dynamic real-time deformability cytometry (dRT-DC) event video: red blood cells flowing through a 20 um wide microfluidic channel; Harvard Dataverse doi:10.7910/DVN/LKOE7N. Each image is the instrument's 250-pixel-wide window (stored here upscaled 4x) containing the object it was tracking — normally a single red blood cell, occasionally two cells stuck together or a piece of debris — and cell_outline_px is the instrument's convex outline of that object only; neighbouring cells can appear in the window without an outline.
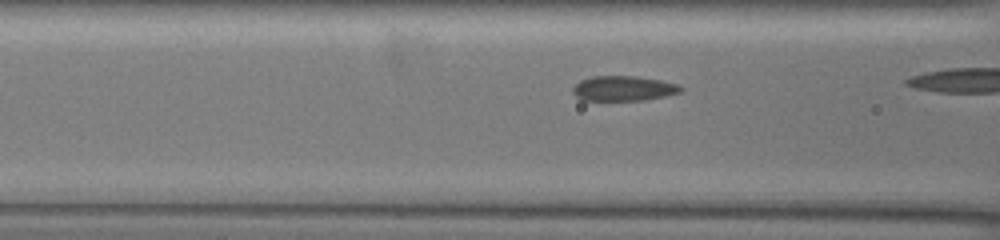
{"species": "common noctule bat (a hibernating species)", "species_latin": "Nyctalus noctula", "temperature_condition": "warm", "stored_images_in_passage": 31, "camera_frame_rate_fps": 3000, "um_per_image_px": 0.085, "animal": {"sex": "female", "body_mass_g": 19.5, "forearm_length_mm": 54.1}, "frame": {"image": 1, "passage_image": 8, "time_ms": 2.333, "image_size_px": [1000, 240], "cell_outline_px": [[680, 92], [640, 100], [584, 100], [576, 96], [572, 92], [572, 88], [576, 84], [592, 76], [636, 76], [660, 80], [676, 84], [680, 88]], "centroid_in_image_um": [52.93, 7.51], "position_along_channel_um": 113.7, "area_um2": 15.2}}
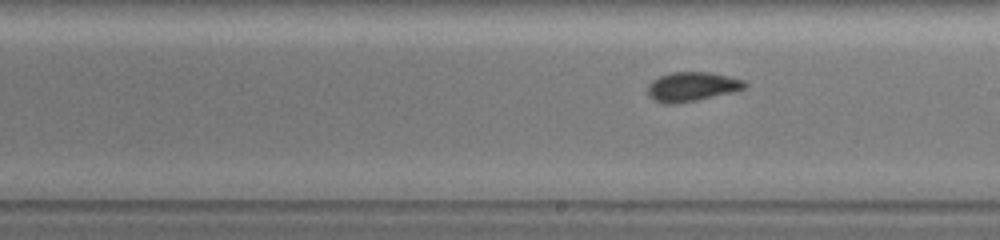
{"frame": {"image": 2, "passage_image": 18, "time_ms": 5.667, "image_size_px": [1000, 240], "cell_outline_px": [[748, 84], [744, 88], [696, 100], [676, 104], [664, 104], [656, 100], [648, 92], [648, 88], [660, 76], [672, 72], [708, 72], [744, 80]], "centroid_in_image_um": [58.83, 7.36], "position_along_channel_um": 230.2, "area_um2": 15.9}}
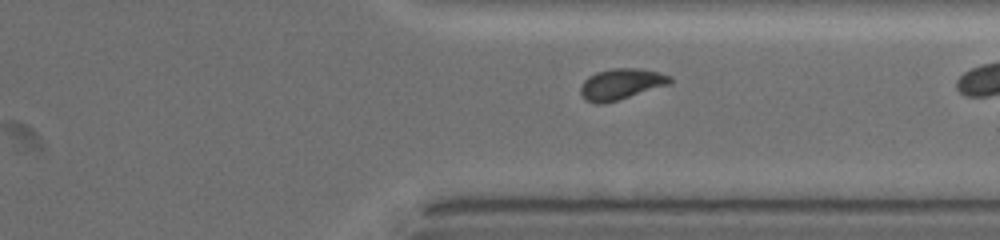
{"frame": {"image": 3, "passage_image": 29, "time_ms": 9.333, "image_size_px": [1000, 240], "cell_outline_px": [[672, 80], [668, 84], [604, 104], [596, 104], [588, 100], [580, 92], [580, 88], [584, 80], [588, 76], [596, 72], [612, 68], [636, 68], [656, 72], [672, 76]], "centroid_in_image_um": [52.76, 7.13], "position_along_channel_um": 358.6, "area_um2": 15.78}}